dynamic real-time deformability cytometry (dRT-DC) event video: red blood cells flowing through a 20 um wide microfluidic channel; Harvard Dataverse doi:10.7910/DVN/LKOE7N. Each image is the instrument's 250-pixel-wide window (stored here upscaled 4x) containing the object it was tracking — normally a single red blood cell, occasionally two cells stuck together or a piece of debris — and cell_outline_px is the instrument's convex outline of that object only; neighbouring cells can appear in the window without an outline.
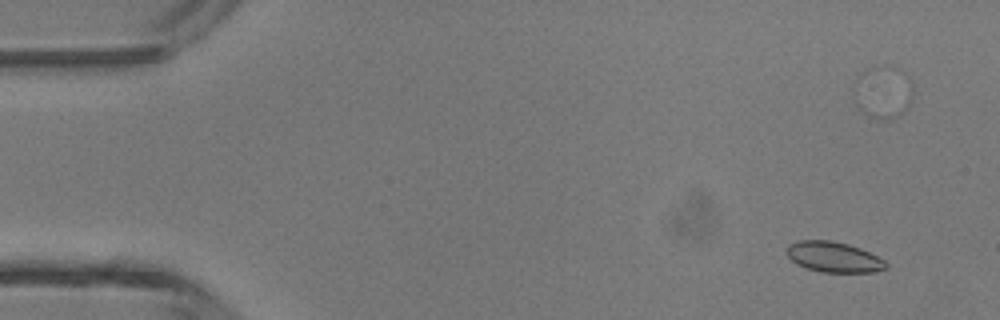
{"species": "common noctule bat (a hibernating species)", "species_latin": "Nyctalus noctula", "temperature_condition": "room temperature", "stored_images_in_passage": 7, "camera_frame_rate_fps": 3000, "um_per_image_px": 0.085, "animal": {"sex": "male", "body_mass_g": 13.3}, "frame": {"image": 1, "passage_image": 3, "time_ms": 0.667, "image_size_px": [1000, 320], "cell_outline_px": [[888, 268], [876, 272], [820, 272], [796, 264], [788, 256], [788, 244], [800, 240], [828, 240], [848, 244], [860, 248], [884, 260], [888, 264]], "centroid_in_image_um": [70.88, 21.85], "position_along_channel_um": 14.1, "area_um2": 17.51}}